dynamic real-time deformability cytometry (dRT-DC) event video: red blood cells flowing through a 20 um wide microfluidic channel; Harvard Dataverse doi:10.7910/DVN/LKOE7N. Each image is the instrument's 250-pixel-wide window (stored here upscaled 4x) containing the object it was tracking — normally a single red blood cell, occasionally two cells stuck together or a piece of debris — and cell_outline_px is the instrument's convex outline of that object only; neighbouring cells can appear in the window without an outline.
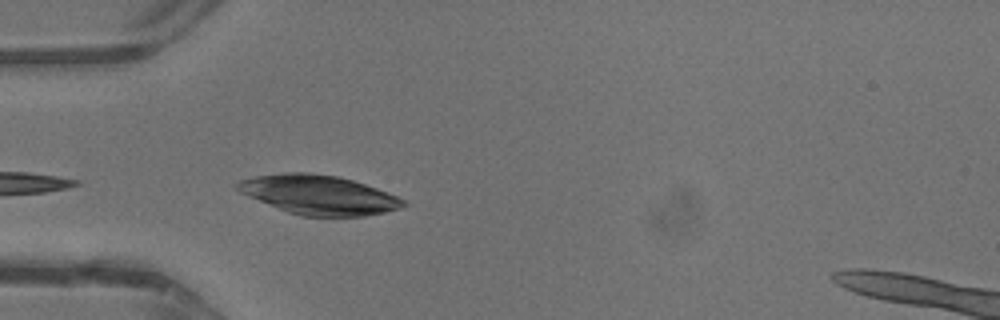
{"species": "common noctule bat (a hibernating species)", "species_latin": "Nyctalus noctula", "temperature_condition": "warm", "stored_images_in_passage": 43, "segment_of_instrument_passage": [1, 3], "camera_frame_rate_fps": 3000, "um_per_image_px": 0.085, "animal": {"sex": "male", "body_mass_g": 13.3}, "frame": {"image": 1, "passage_image": 14, "time_ms": 4.333, "image_size_px": [1000, 320], "cell_outline_px": [[408, 204], [400, 208], [384, 212], [364, 216], [300, 216], [288, 212], [248, 196], [240, 192], [232, 184], [240, 180], [256, 176], [284, 172], [312, 172], [336, 176], [352, 180], [388, 192], [404, 200]], "centroid_in_image_um": [27.07, 16.55], "position_along_channel_um": 57.9, "area_um2": 37.86}}